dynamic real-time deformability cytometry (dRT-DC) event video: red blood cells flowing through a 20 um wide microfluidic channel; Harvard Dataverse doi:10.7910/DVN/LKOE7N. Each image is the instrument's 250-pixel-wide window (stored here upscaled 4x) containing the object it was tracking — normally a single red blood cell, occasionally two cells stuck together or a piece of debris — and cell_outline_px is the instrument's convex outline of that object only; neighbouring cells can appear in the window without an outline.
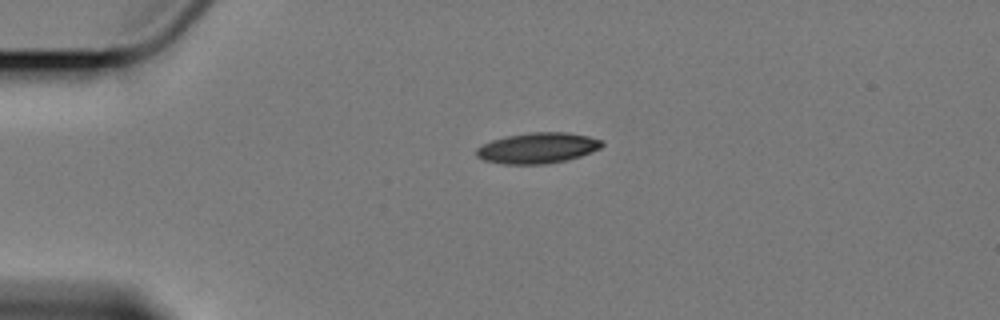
{"species": "Egyptian fruit bat (a non-hibernating species)", "species_latin": "Rousettus aegyptiacus", "temperature_condition": "cold", "stored_images_in_passage": 2, "camera_frame_rate_fps": 3000, "um_per_image_px": 0.085, "animal": {"sex": "female"}, "frame": {"image": 1, "passage_image": 1, "time_ms": 0.0, "image_size_px": [1000, 320], "cell_outline_px": [[604, 144], [600, 148], [592, 152], [580, 156], [564, 160], [544, 164], [504, 164], [484, 160], [476, 156], [476, 148], [492, 140], [504, 136], [528, 132], [568, 132], [588, 136], [600, 140]], "centroid_in_image_um": [45.68, 12.57], "position_along_channel_um": 39.3, "area_um2": 22.43}}